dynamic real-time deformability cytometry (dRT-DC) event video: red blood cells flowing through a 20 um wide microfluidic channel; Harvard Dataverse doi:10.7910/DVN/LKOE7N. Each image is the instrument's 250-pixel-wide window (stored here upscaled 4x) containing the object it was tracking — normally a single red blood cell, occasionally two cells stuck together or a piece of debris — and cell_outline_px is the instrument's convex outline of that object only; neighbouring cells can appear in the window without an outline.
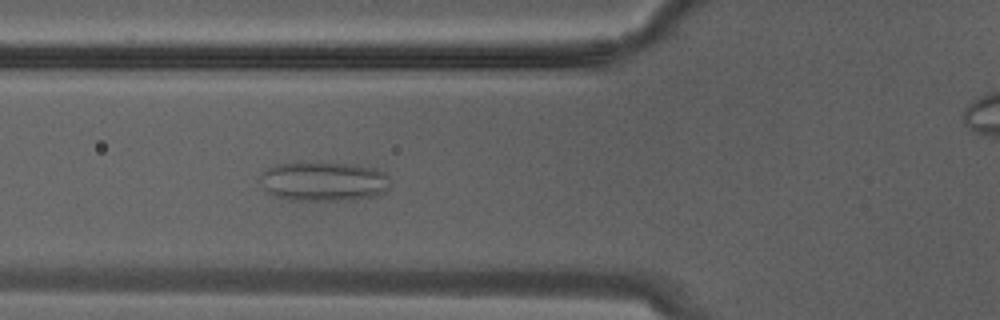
{"species": "Egyptian fruit bat (a non-hibernating species)", "species_latin": "Rousettus aegyptiacus", "temperature_condition": "warm", "stored_images_in_passage": 9, "camera_frame_rate_fps": 3000, "um_per_image_px": 0.085, "animal": {"sex": "male"}, "frame": {"image": 1, "passage_image": 9, "time_ms": 2.667, "image_size_px": [1000, 320], "cell_outline_px": [[388, 188], [384, 192], [376, 196], [352, 200], [288, 200], [272, 196], [264, 188], [260, 180], [260, 176], [268, 168], [276, 164], [304, 160], [356, 164], [376, 168], [384, 172], [388, 176]], "centroid_in_image_um": [27.49, 15.39], "position_along_channel_um": 98.3, "area_um2": 30.81}}